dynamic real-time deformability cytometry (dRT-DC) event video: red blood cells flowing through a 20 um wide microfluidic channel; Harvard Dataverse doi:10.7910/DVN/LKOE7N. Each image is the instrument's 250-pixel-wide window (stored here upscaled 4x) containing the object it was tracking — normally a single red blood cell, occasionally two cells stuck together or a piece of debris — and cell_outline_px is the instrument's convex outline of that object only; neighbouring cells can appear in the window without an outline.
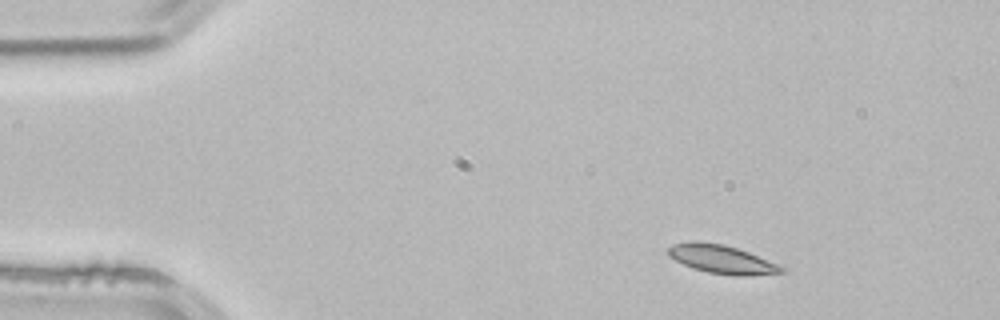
{"species": "common noctule bat (a hibernating species)", "species_latin": "Nyctalus noctula", "temperature_condition": "room temperature", "stored_images_in_passage": 3, "camera_frame_rate_fps": 3000, "um_per_image_px": 0.085, "animal": {"sex": "male", "body_mass_g": 21.5, "forearm_length_mm": 52.0}, "frame": {"image": 1, "passage_image": 1, "time_ms": 0.0, "image_size_px": [1000, 320], "cell_outline_px": [[784, 272], [744, 276], [736, 276], [708, 272], [692, 268], [668, 256], [668, 248], [672, 244], [724, 244], [748, 252], [776, 264], [784, 268]], "centroid_in_image_um": [61.37, 22.08], "position_along_channel_um": 23.6, "area_um2": 17.86}}
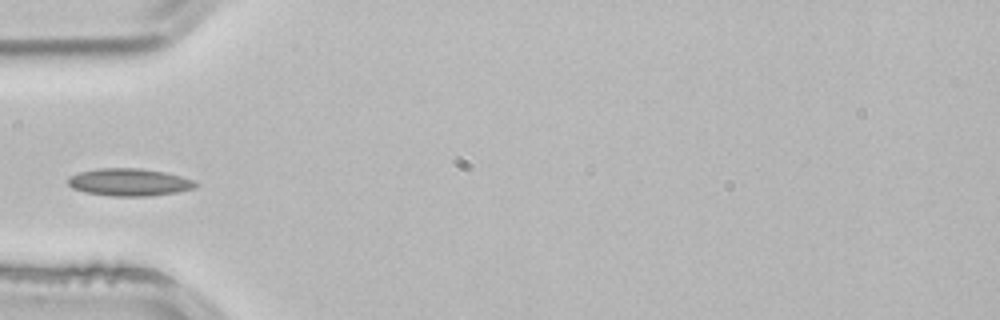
{"frame": {"image": 2, "passage_image": 3, "time_ms": 0.667, "image_size_px": [1000, 320], "cell_outline_px": [[200, 184], [196, 188], [176, 192], [148, 196], [112, 196], [84, 192], [72, 188], [68, 184], [68, 176], [80, 172], [96, 168], [140, 168], [164, 172], [180, 176], [192, 180]], "centroid_in_image_um": [10.97, 15.48], "position_along_channel_um": 74.0, "area_um2": 20.46}}